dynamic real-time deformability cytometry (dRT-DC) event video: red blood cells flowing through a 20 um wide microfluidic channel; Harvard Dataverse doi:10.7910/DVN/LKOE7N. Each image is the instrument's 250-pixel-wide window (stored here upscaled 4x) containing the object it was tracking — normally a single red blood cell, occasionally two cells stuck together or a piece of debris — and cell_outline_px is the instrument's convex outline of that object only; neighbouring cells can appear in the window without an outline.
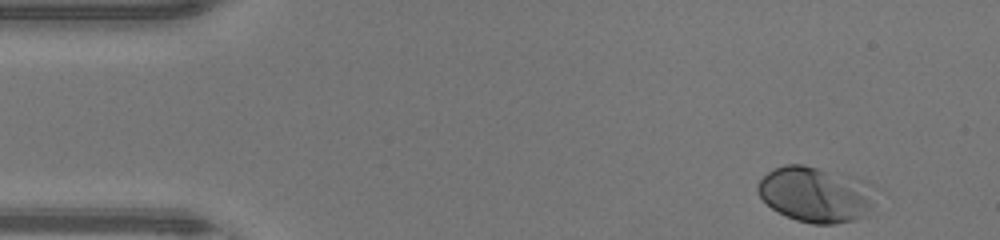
{"species": "human", "species_latin": "Homo sapiens", "temperature_condition": "warm", "stored_images_in_passage": 45, "camera_frame_rate_fps": 3000, "um_per_image_px": 0.085, "donor": {"sex": "male"}, "frame": {"image": 1, "passage_image": 1, "time_ms": 0.0, "image_size_px": [1000, 240], "cell_outline_px": [[868, 208], [864, 216], [852, 220], [832, 224], [812, 224], [796, 220], [772, 208], [760, 196], [756, 188], [760, 180], [768, 172], [784, 164], [804, 164], [860, 180]], "centroid_in_image_um": [69.11, 16.53], "position_along_channel_um": 15.9, "area_um2": 35.89}}
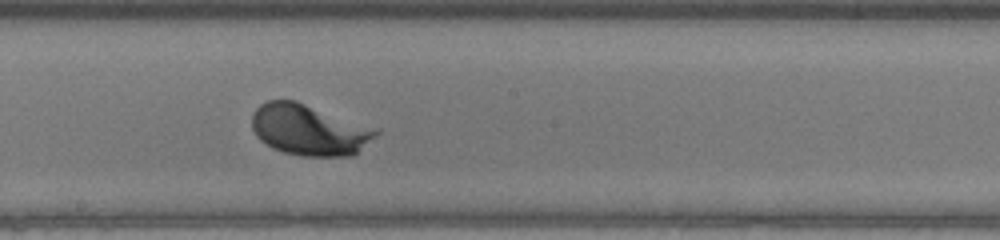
{"frame": {"image": 2, "passage_image": 23, "time_ms": 7.333, "image_size_px": [1000, 240], "cell_outline_px": [[380, 132], [356, 156], [300, 156], [284, 152], [272, 148], [260, 140], [256, 136], [252, 128], [252, 112], [260, 104], [268, 100], [296, 100], [380, 128]], "centroid_in_image_um": [26.33, 11.03], "position_along_channel_um": 221.9, "area_um2": 37.63}}
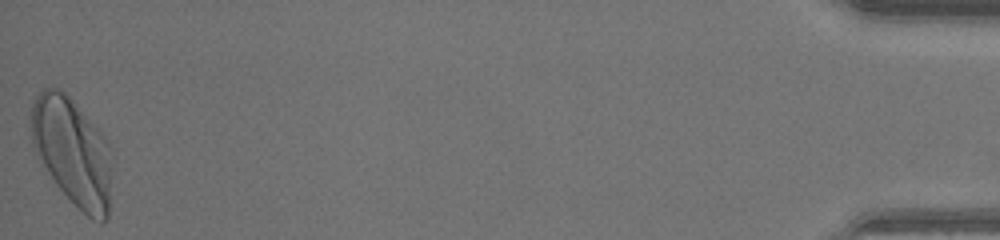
{"frame": {"image": 3, "passage_image": 45, "time_ms": 14.667, "image_size_px": [1000, 240], "cell_outline_px": [[108, 220], [104, 224], [100, 224], [92, 220], [56, 184], [48, 172], [32, 144], [28, 128], [32, 100], [44, 88], [60, 88], [72, 100], [100, 132], [104, 140], [108, 168]], "centroid_in_image_um": [6.05, 12.85], "position_along_channel_um": 429.2, "area_um2": 49.13}}